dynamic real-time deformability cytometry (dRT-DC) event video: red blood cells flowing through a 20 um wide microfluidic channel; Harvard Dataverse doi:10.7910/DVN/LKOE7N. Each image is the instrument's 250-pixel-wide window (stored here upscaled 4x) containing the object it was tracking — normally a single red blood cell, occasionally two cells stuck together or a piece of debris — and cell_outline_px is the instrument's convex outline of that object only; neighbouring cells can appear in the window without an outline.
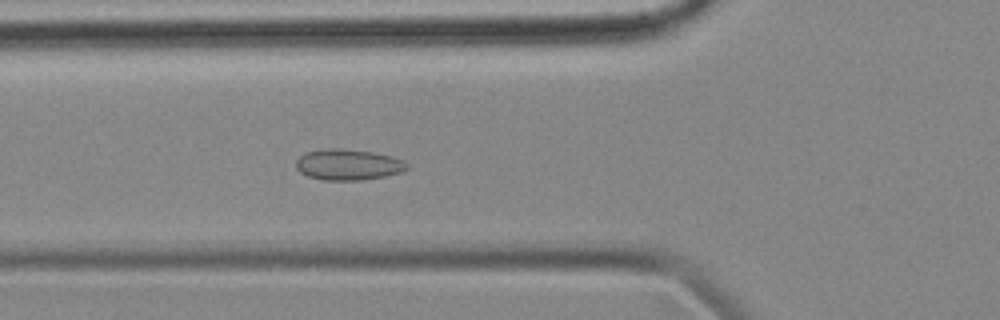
{"species": "common noctule bat (a hibernating species)", "species_latin": "Nyctalus noctula", "temperature_condition": "cold", "stored_images_in_passage": 51, "camera_frame_rate_fps": 3000, "um_per_image_px": 0.085, "animal": {"sex": "female", "body_mass_g": 18.4}, "frame": {"image": 1, "passage_image": 14, "time_ms": 4.333, "image_size_px": [1000, 320], "cell_outline_px": [[408, 168], [400, 172], [384, 176], [360, 180], [324, 180], [308, 176], [300, 172], [296, 168], [296, 160], [304, 152], [324, 148], [340, 148], [372, 152], [392, 156], [404, 160], [408, 164]], "centroid_in_image_um": [29.57, 13.98], "position_along_channel_um": 96.2, "area_um2": 20.06}}
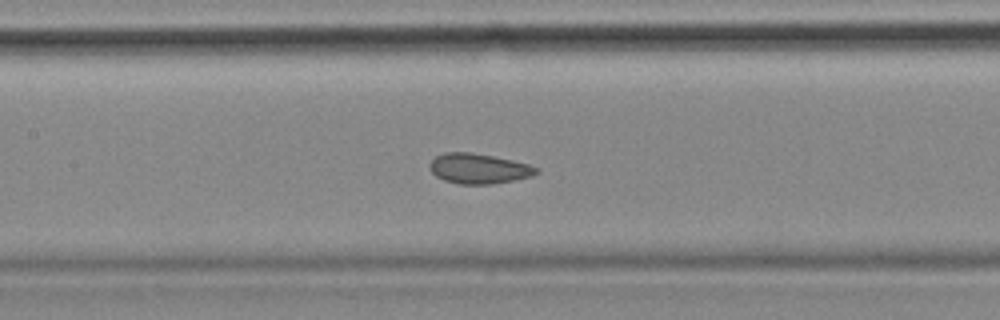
{"frame": {"image": 2, "passage_image": 20, "time_ms": 6.333, "image_size_px": [1000, 320], "cell_outline_px": [[540, 172], [532, 176], [492, 184], [460, 184], [444, 180], [436, 176], [432, 172], [428, 164], [436, 156], [444, 152], [472, 152], [512, 160], [528, 164], [540, 168]], "centroid_in_image_um": [40.7, 14.32], "position_along_channel_um": 166.7, "area_um2": 18.73}}
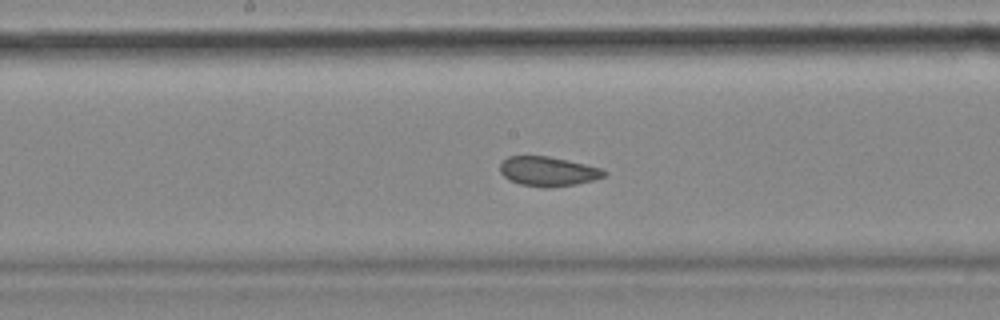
{"frame": {"image": 3, "passage_image": 23, "time_ms": 7.333, "image_size_px": [1000, 320], "cell_outline_px": [[608, 172], [604, 176], [592, 180], [576, 184], [552, 188], [544, 188], [520, 184], [508, 180], [500, 172], [500, 164], [508, 156], [548, 156], [568, 160], [600, 168]], "centroid_in_image_um": [46.56, 14.57], "position_along_channel_um": 201.6, "area_um2": 17.92}, "authors_computed_cell_mechanics": {"area_um2": 19.2474, "velocity_mm_per_s": 3.5097, "shape_relaxation_time_tau1_ms": null, "shape_relaxation_time_tau2_ms": 1.688, "deformation_change_tau1": null, "deformation_change_tau2": 0.0715}}